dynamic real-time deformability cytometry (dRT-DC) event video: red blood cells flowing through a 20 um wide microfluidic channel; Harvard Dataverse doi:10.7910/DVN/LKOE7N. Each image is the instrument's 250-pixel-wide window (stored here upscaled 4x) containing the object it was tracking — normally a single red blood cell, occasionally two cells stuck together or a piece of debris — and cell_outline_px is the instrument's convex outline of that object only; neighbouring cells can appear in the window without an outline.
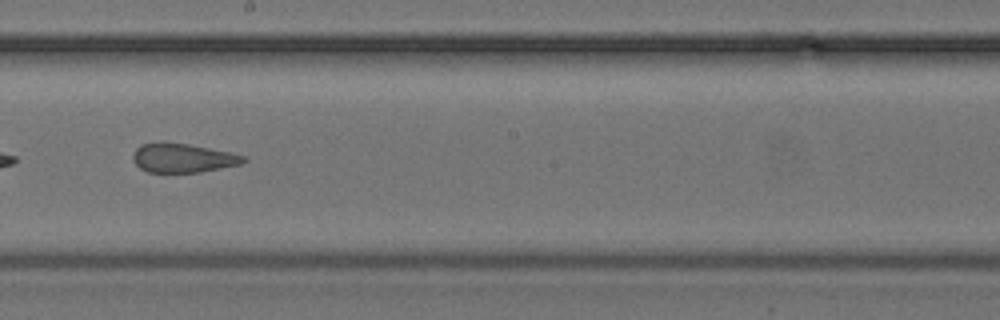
{"species": "common noctule bat (a hibernating species)", "species_latin": "Nyctalus noctula", "temperature_condition": "cold", "stored_images_in_passage": 30, "camera_frame_rate_fps": 3000, "um_per_image_px": 0.085, "animal": {"sex": "female", "body_mass_g": 24.6, "forearm_length_mm": 56.2}, "frame": {"image": 1, "passage_image": 13, "time_ms": 4.0, "image_size_px": [1000, 320], "cell_outline_px": [[248, 160], [240, 164], [200, 172], [148, 172], [140, 168], [132, 160], [132, 156], [136, 148], [140, 144], [160, 140], [164, 140], [188, 144], [232, 152], [248, 156]], "centroid_in_image_um": [15.53, 13.39], "position_along_channel_um": 232.7, "area_um2": 19.19}}
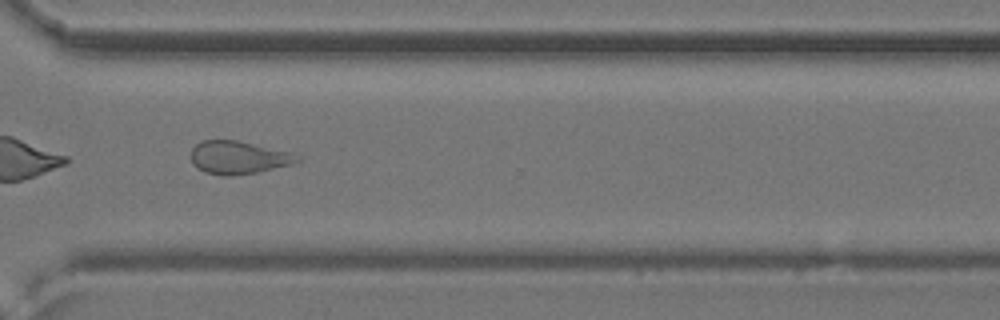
{"frame": {"image": 2, "passage_image": 22, "time_ms": 7.0, "image_size_px": [1000, 320], "cell_outline_px": [[300, 160], [296, 164], [256, 172], [232, 176], [224, 176], [204, 172], [192, 164], [188, 156], [192, 148], [200, 140], [236, 140], [292, 152], [300, 156]], "centroid_in_image_um": [20.25, 13.39], "position_along_channel_um": 350.4, "area_um2": 20.81}, "authors_computed_cell_mechanics": {"area_um2": 19.941, "velocity_mm_per_s": 3.9364, "shape_relaxation_time_tau1_ms": null, "shape_relaxation_time_tau2_ms": 1.5565, "deformation_change_tau1": null, "deformation_change_tau2": 0.1015}}